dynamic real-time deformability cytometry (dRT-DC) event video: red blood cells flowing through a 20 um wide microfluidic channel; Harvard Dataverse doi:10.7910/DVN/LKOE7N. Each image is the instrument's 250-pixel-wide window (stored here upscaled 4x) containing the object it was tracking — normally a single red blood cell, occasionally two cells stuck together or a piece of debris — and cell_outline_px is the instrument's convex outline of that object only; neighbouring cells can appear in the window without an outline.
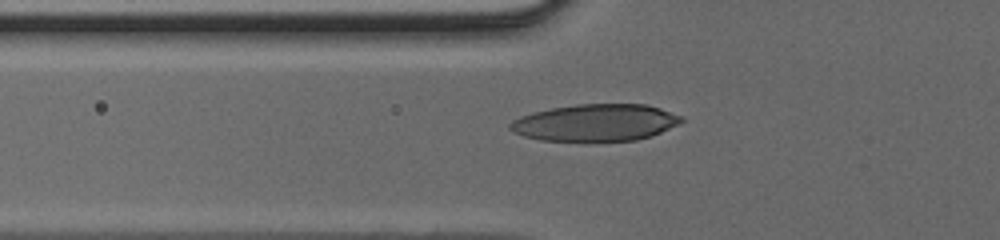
{"species": "human", "species_latin": "Homo sapiens", "temperature_condition": "cold", "stored_images_in_passage": 48, "camera_frame_rate_fps": 3000, "um_per_image_px": 0.085, "donor": {"sex": "male"}, "frame": {"image": 1, "passage_image": 19, "time_ms": 6.0, "image_size_px": [1000, 240], "cell_outline_px": [[684, 120], [680, 124], [652, 136], [636, 140], [540, 140], [524, 136], [512, 132], [508, 128], [508, 124], [512, 120], [520, 116], [532, 112], [552, 108], [576, 104], [644, 104], [660, 108], [680, 116]], "centroid_in_image_um": [50.6, 10.41], "position_along_channel_um": 75.2, "area_um2": 36.76}}
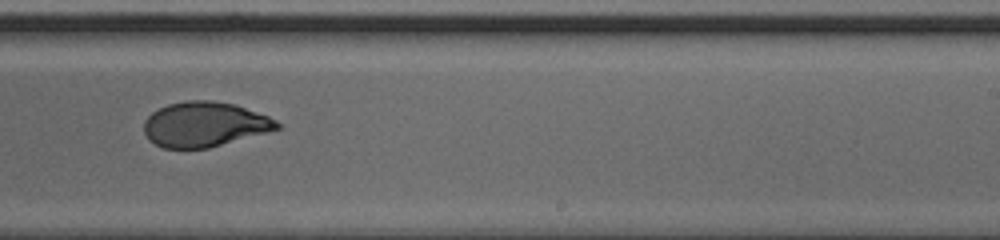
{"frame": {"image": 2, "passage_image": 32, "time_ms": 10.333, "image_size_px": [1000, 240], "cell_outline_px": [[280, 128], [268, 132], [208, 148], [164, 148], [148, 140], [144, 132], [144, 120], [152, 112], [168, 104], [184, 100], [208, 100], [236, 104], [268, 116], [276, 120], [280, 124]], "centroid_in_image_um": [17.37, 10.56], "position_along_channel_um": 271.6, "area_um2": 34.85}}
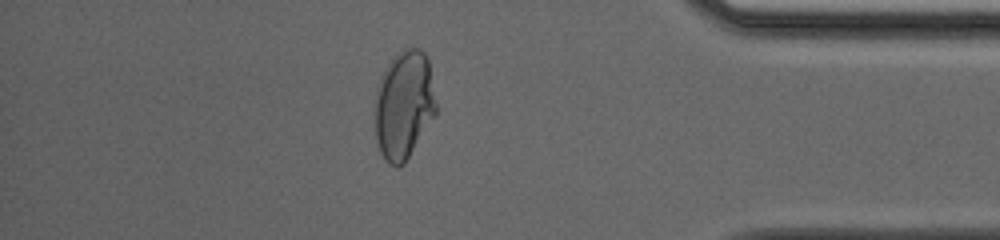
{"frame": {"image": 3, "passage_image": 42, "time_ms": 13.667, "image_size_px": [1000, 240], "cell_outline_px": [[436, 116], [404, 164], [396, 168], [388, 164], [380, 152], [376, 140], [376, 92], [380, 80], [388, 64], [400, 52], [408, 48], [420, 48], [424, 52], [428, 60], [436, 104]], "centroid_in_image_um": [34.35, 8.98], "position_along_channel_um": 400.8, "area_um2": 38.38}}